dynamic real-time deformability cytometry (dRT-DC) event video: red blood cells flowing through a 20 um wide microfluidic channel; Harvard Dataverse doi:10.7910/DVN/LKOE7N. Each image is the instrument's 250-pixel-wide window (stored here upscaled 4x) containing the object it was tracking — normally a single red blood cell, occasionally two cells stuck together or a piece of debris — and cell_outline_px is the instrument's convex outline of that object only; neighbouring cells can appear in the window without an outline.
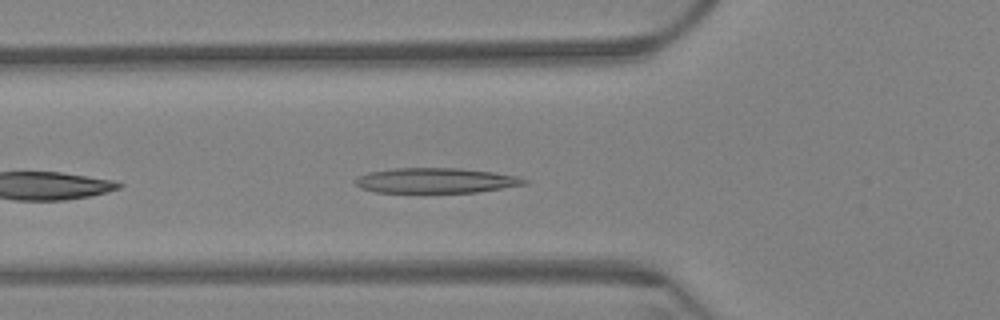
{"species": "Egyptian fruit bat (a non-hibernating species)", "species_latin": "Rousettus aegyptiacus", "temperature_condition": "warm", "stored_images_in_passage": 37, "camera_frame_rate_fps": 3000, "um_per_image_px": 0.085, "animal": {"sex": "female"}, "frame": {"image": 1, "passage_image": 6, "time_ms": 1.667, "image_size_px": [1000, 320], "cell_outline_px": [[528, 184], [476, 192], [376, 192], [360, 188], [356, 184], [356, 180], [360, 176], [368, 172], [392, 168], [460, 168], [492, 172], [520, 176], [528, 180]], "centroid_in_image_um": [37.08, 15.34], "position_along_channel_um": 88.7, "area_um2": 24.68}}
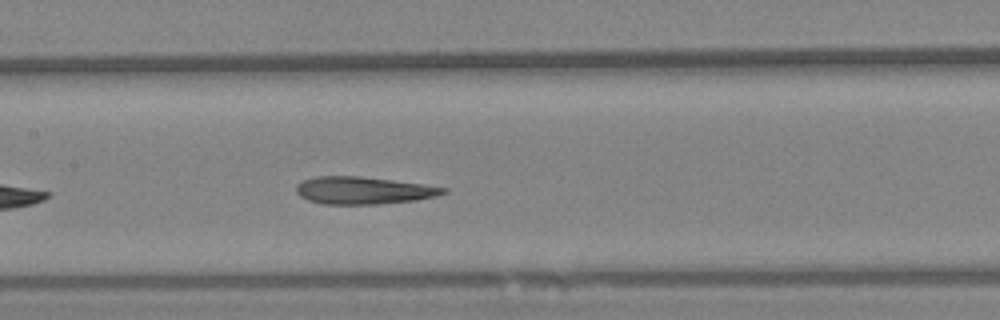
{"frame": {"image": 2, "passage_image": 14, "time_ms": 4.333, "image_size_px": [1000, 320], "cell_outline_px": [[448, 192], [436, 196], [416, 200], [376, 204], [324, 204], [308, 200], [300, 196], [296, 192], [296, 184], [304, 180], [316, 176], [360, 176], [392, 180], [448, 188]], "centroid_in_image_um": [30.87, 16.18], "position_along_channel_um": 176.5, "area_um2": 23.35}}
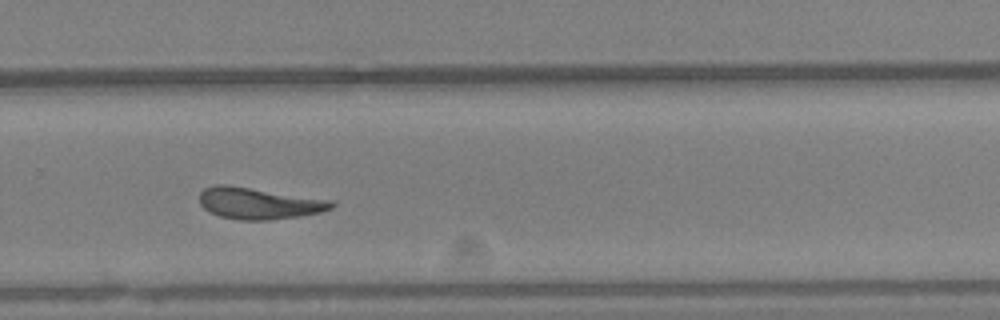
{"frame": {"image": 3, "passage_image": 26, "time_ms": 8.333, "image_size_px": [1000, 320], "cell_outline_px": [[336, 204], [332, 208], [320, 212], [300, 216], [268, 220], [240, 220], [220, 216], [208, 212], [200, 204], [200, 192], [204, 188], [216, 184], [228, 184], [332, 200]], "centroid_in_image_um": [21.98, 17.27], "position_along_channel_um": 307.8, "area_um2": 24.39}, "authors_computed_cell_mechanics": {"area_um2": 23.5824, "velocity_mm_per_s": 3.2898, "shape_relaxation_time_tau1_ms": null, "shape_relaxation_time_tau2_ms": 4.3375, "deformation_change_tau1": null, "deformation_change_tau2": 0.1451}}